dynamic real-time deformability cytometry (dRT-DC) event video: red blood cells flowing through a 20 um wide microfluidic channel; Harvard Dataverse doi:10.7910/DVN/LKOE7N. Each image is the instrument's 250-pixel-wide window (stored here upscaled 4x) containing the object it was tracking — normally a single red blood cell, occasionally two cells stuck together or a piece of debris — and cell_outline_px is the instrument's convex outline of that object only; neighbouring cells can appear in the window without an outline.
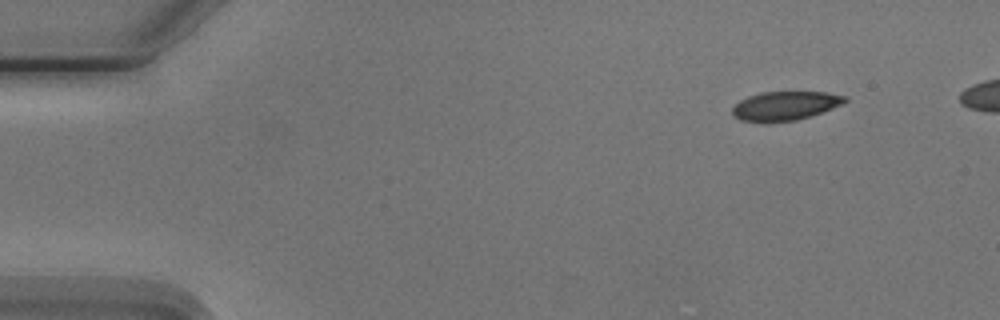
{"species": "Egyptian fruit bat (a non-hibernating species)", "species_latin": "Rousettus aegyptiacus", "temperature_condition": "cold", "stored_images_in_passage": 5, "camera_frame_rate_fps": 3000, "um_per_image_px": 0.085, "animal": {"sex": "male"}, "frame": {"image": 1, "passage_image": 1, "time_ms": 0.0, "image_size_px": [1000, 320], "cell_outline_px": [[848, 100], [832, 108], [812, 116], [796, 120], [740, 120], [732, 112], [732, 108], [740, 100], [748, 96], [760, 92], [828, 92], [848, 96]], "centroid_in_image_um": [66.79, 8.95], "position_along_channel_um": 18.2, "area_um2": 18.5}}